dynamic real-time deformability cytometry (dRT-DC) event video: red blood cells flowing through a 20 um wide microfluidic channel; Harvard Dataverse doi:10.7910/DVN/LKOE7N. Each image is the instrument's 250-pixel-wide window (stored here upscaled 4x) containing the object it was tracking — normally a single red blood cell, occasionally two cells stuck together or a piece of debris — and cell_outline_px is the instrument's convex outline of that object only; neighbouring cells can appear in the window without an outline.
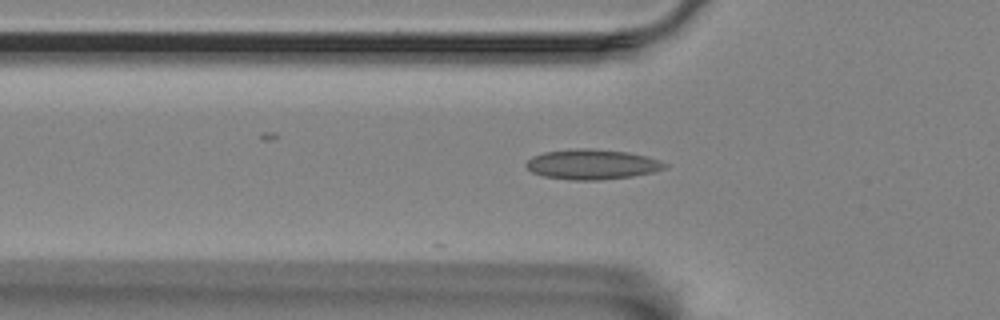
{"species": "Egyptian fruit bat (a non-hibernating species)", "species_latin": "Rousettus aegyptiacus", "temperature_condition": "room temperature", "stored_images_in_passage": 8, "camera_frame_rate_fps": 3000, "um_per_image_px": 0.085, "animal": {"sex": "female"}, "frame": {"image": 1, "passage_image": 2, "time_ms": 0.333, "image_size_px": [1000, 320], "cell_outline_px": [[668, 168], [652, 172], [632, 176], [600, 180], [568, 180], [544, 176], [532, 172], [524, 164], [532, 156], [544, 152], [576, 148], [588, 148], [628, 152], [648, 156], [660, 160], [668, 164]], "centroid_in_image_um": [50.34, 13.97], "position_along_channel_um": 75.5, "area_um2": 24.45}}
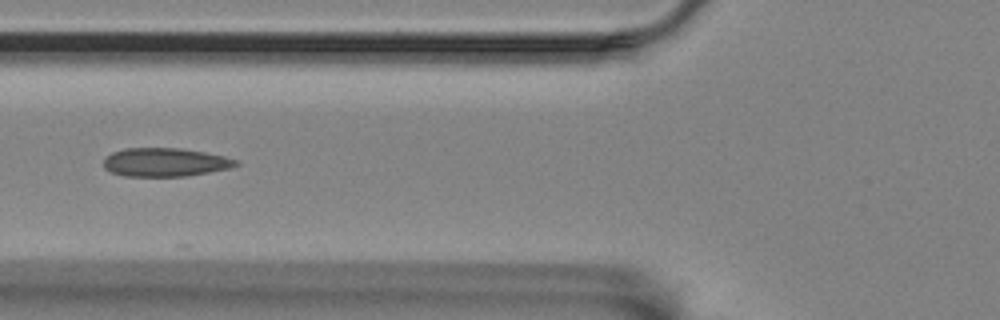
{"frame": {"image": 2, "passage_image": 5, "time_ms": 1.333, "image_size_px": [1000, 320], "cell_outline_px": [[240, 164], [228, 168], [208, 172], [184, 176], [124, 176], [112, 172], [104, 168], [104, 160], [112, 152], [124, 148], [176, 148], [204, 152], [224, 156], [236, 160]], "centroid_in_image_um": [14.01, 13.79], "position_along_channel_um": 111.8, "area_um2": 21.73}}